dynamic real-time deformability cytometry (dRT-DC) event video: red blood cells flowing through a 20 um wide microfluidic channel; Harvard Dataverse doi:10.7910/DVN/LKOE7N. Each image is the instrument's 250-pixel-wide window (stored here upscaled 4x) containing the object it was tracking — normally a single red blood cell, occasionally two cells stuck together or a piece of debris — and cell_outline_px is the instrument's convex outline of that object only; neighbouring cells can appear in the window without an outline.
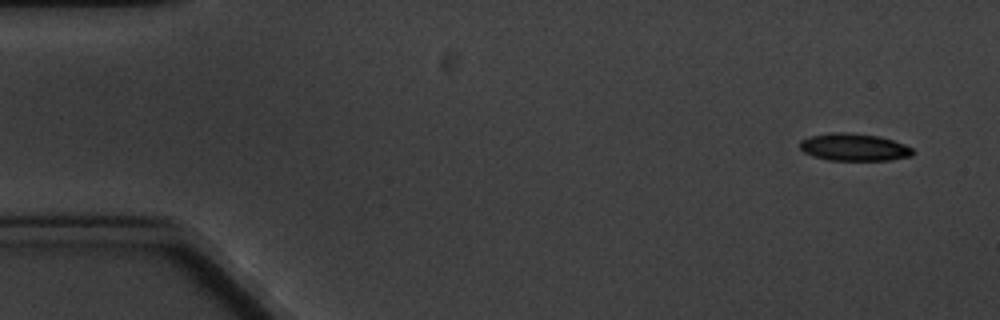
{"species": "common noctule bat (a hibernating species)", "species_latin": "Nyctalus noctula", "temperature_condition": "cold", "stored_images_in_passage": 7, "segment_of_instrument_passage": [2, 2], "camera_frame_rate_fps": 3000, "um_per_image_px": 0.085, "animal": {"sex": "male", "body_mass_g": 20.1, "forearm_length_mm": 53.5}, "frame": {"image": 1, "passage_image": 7, "time_ms": 7.0, "image_size_px": [1000, 320], "cell_outline_px": [[912, 156], [888, 160], [828, 160], [812, 156], [804, 152], [800, 148], [800, 140], [812, 136], [836, 132], [844, 132], [876, 136], [892, 140], [904, 144], [912, 148]], "centroid_in_image_um": [72.57, 12.52], "position_along_channel_um": 12.4, "area_um2": 17.74}}